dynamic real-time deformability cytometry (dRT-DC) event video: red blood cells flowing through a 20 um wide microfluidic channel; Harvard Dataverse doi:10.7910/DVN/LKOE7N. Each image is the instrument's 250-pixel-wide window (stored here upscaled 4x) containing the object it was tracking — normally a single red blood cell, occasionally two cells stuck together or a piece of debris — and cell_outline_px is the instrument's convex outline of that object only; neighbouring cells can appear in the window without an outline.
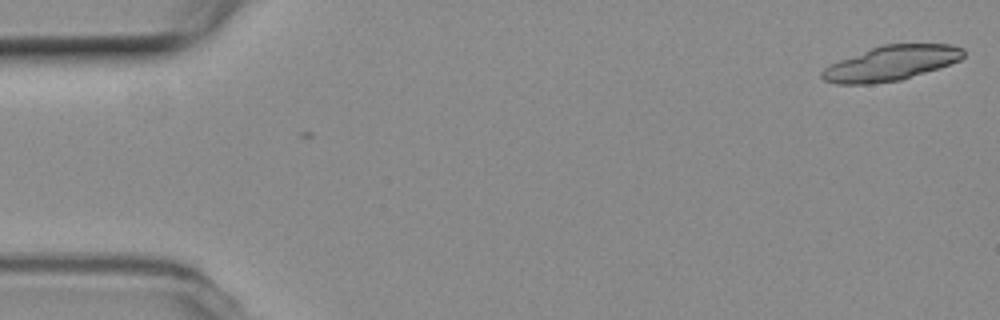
{"species": "common noctule bat (a hibernating species)", "species_latin": "Nyctalus noctula", "temperature_condition": "room temperature", "stored_images_in_passage": 3, "camera_frame_rate_fps": 3000, "um_per_image_px": 0.085, "animal": {"sex": "female", "body_mass_g": 19.3, "forearm_length_mm": 54.1}, "frame": {"image": 1, "passage_image": 1, "time_ms": 0.0, "image_size_px": [1000, 320], "cell_outline_px": [[964, 56], [960, 60], [940, 68], [900, 80], [872, 84], [836, 84], [824, 80], [820, 76], [820, 72], [828, 64], [872, 48], [884, 44], [948, 44], [964, 48]], "centroid_in_image_um": [75.73, 5.38], "position_along_channel_um": 9.3, "area_um2": 28.73}}